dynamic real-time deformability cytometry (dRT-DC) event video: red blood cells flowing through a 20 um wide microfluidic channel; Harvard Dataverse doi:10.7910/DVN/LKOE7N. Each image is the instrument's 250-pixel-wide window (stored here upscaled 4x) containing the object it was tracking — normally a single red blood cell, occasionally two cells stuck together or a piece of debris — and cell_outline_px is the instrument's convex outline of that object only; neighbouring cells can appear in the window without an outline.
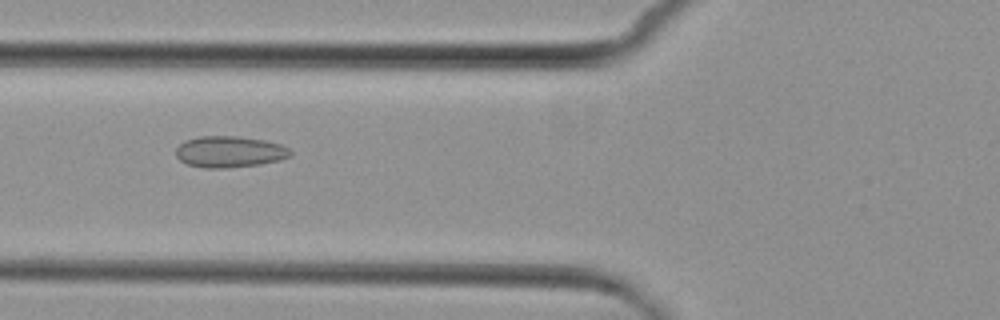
{"species": "common noctule bat (a hibernating species)", "species_latin": "Nyctalus noctula", "temperature_condition": "cold", "stored_images_in_passage": 7, "camera_frame_rate_fps": 3000, "um_per_image_px": 0.085, "animal": {"sex": "female", "body_mass_g": 29.2, "forearm_length_mm": 56.3}, "frame": {"image": 1, "passage_image": 5, "time_ms": 4.667, "image_size_px": [1000, 320], "cell_outline_px": [[292, 156], [280, 160], [260, 164], [224, 168], [204, 168], [188, 164], [180, 160], [176, 156], [176, 148], [180, 144], [188, 140], [200, 136], [240, 136], [264, 140], [280, 144], [288, 148], [292, 152]], "centroid_in_image_um": [19.54, 12.9], "position_along_channel_um": 106.3, "area_um2": 20.87}}
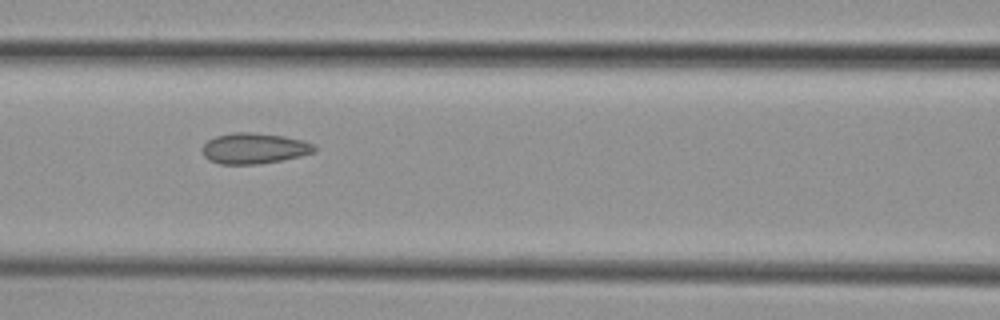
{"frame": {"image": 2, "passage_image": 6, "time_ms": 5.667, "image_size_px": [1000, 320], "cell_outline_px": [[316, 152], [284, 160], [260, 164], [220, 164], [208, 160], [204, 156], [200, 148], [208, 140], [216, 136], [232, 132], [252, 132], [284, 136], [304, 140], [312, 144], [316, 148]], "centroid_in_image_um": [21.59, 12.61], "position_along_channel_um": 145.0, "area_um2": 20.35}}
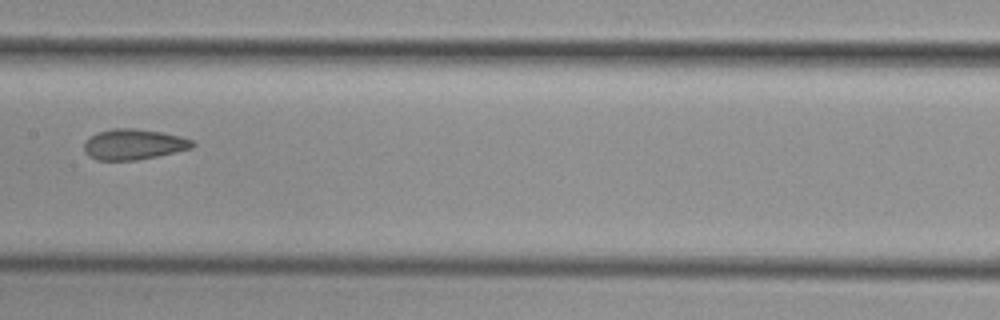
{"frame": {"image": 3, "passage_image": 7, "time_ms": 7.0, "image_size_px": [1000, 320], "cell_outline_px": [[196, 144], [192, 148], [156, 156], [136, 160], [96, 160], [88, 156], [84, 152], [84, 140], [96, 132], [112, 128], [136, 128], [160, 132], [180, 136], [192, 140]], "centroid_in_image_um": [11.31, 12.26], "position_along_channel_um": 196.1, "area_um2": 19.42}}